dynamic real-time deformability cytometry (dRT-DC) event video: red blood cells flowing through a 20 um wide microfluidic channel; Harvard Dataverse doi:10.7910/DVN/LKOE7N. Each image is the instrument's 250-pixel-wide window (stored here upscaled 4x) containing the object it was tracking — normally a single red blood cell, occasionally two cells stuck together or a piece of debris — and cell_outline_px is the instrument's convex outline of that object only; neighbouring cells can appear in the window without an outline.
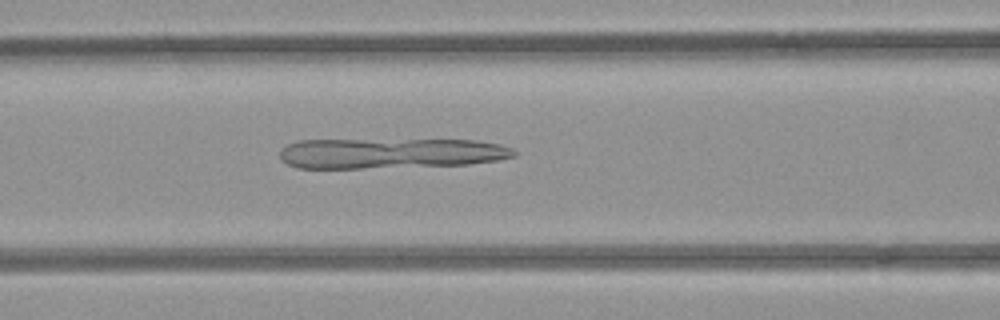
{"species": "common noctule bat (a hibernating species)", "species_latin": "Nyctalus noctula", "temperature_condition": "room temperature", "stored_images_in_passage": 46, "camera_frame_rate_fps": 3000, "um_per_image_px": 0.085, "animal": {"sex": "female", "body_mass_g": 21.9}, "frame": {"image": 1, "passage_image": 22, "time_ms": 7.0, "image_size_px": [1000, 320], "cell_outline_px": [[516, 156], [496, 160], [468, 164], [360, 168], [296, 168], [288, 164], [280, 156], [280, 148], [296, 140], [476, 140], [500, 144], [512, 148], [516, 152]], "centroid_in_image_um": [33.17, 13.02], "position_along_channel_um": 133.4, "area_um2": 41.33}}
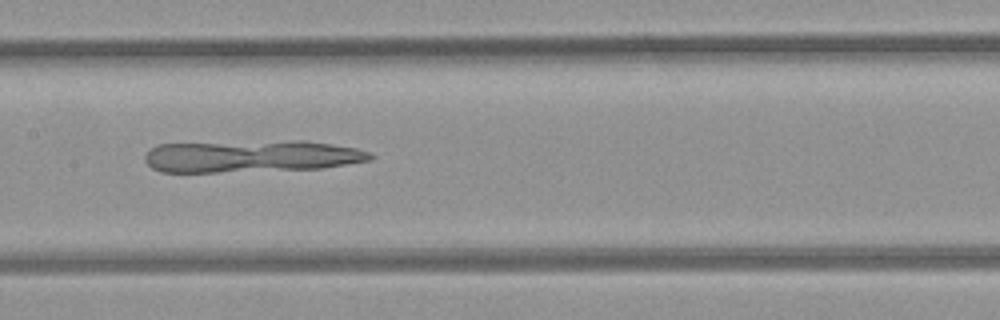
{"frame": {"image": 2, "passage_image": 26, "time_ms": 8.333, "image_size_px": [1000, 320], "cell_outline_px": [[376, 156], [372, 160], [320, 168], [216, 172], [160, 172], [152, 168], [144, 160], [144, 156], [156, 144], [292, 140], [304, 140], [332, 144], [356, 148], [372, 152]], "centroid_in_image_um": [21.37, 13.27], "position_along_channel_um": 186.0, "area_um2": 42.31}}
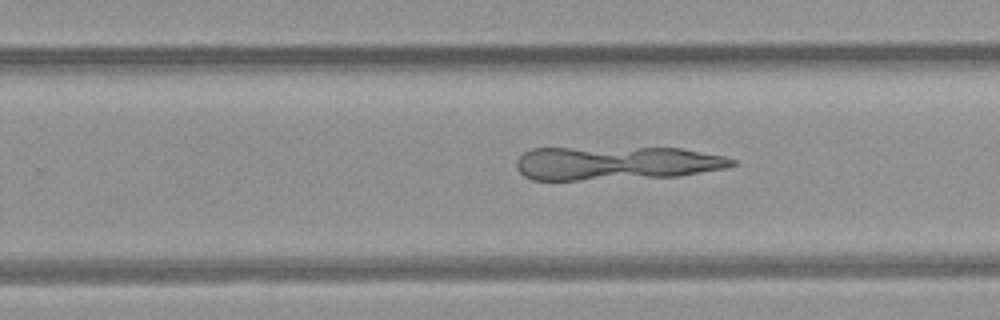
{"frame": {"image": 3, "passage_image": 33, "time_ms": 10.667, "image_size_px": [1000, 320], "cell_outline_px": [[736, 164], [724, 168], [680, 176], [576, 180], [532, 180], [524, 176], [516, 168], [516, 160], [524, 152], [532, 148], [680, 148], [724, 156], [736, 160]], "centroid_in_image_um": [52.34, 13.87], "position_along_channel_um": 277.5, "area_um2": 42.31}}